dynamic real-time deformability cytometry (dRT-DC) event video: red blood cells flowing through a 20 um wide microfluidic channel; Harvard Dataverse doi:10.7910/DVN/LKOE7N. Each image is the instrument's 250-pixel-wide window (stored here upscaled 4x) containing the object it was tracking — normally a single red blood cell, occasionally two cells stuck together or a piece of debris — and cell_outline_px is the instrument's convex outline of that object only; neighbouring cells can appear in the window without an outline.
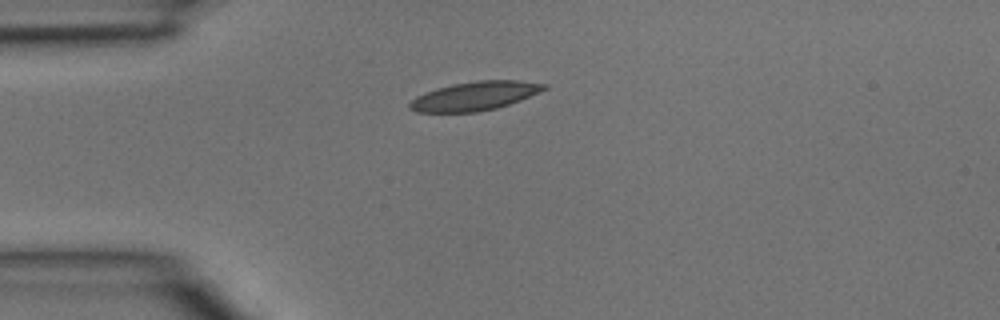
{"species": "common noctule bat (a hibernating species)", "species_latin": "Nyctalus noctula", "temperature_condition": "room temperature", "stored_images_in_passage": 1, "camera_frame_rate_fps": 3000, "um_per_image_px": 0.085, "animal": {"sex": "male", "body_mass_g": 15.6}, "frame": {"image": 1, "passage_image": 1, "time_ms": 0.0, "image_size_px": [1000, 320], "cell_outline_px": [[548, 88], [520, 100], [496, 108], [476, 112], [416, 112], [408, 108], [408, 104], [416, 96], [436, 88], [452, 84], [476, 80], [520, 80], [548, 84]], "centroid_in_image_um": [40.35, 8.15], "position_along_channel_um": 44.7, "area_um2": 22.6}}